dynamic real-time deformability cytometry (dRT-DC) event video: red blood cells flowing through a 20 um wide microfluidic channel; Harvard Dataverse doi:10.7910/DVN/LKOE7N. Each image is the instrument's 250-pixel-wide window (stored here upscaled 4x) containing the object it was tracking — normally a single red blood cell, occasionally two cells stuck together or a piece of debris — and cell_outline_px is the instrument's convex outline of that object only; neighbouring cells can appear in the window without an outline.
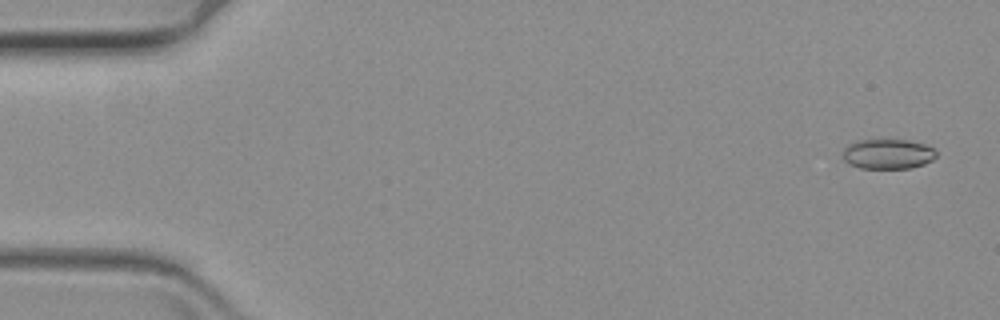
{"species": "common noctule bat (a hibernating species)", "species_latin": "Nyctalus noctula", "temperature_condition": "warm", "stored_images_in_passage": 61, "camera_frame_rate_fps": 3000, "um_per_image_px": 0.085, "animal": {"sex": "female", "body_mass_g": 19.3, "forearm_length_mm": 54.1}, "frame": {"image": 1, "passage_image": 3, "time_ms": 0.667, "image_size_px": [1000, 320], "cell_outline_px": [[936, 156], [932, 160], [924, 164], [908, 168], [860, 168], [848, 164], [844, 160], [844, 148], [848, 144], [856, 140], [908, 140], [924, 144], [932, 148], [936, 152]], "centroid_in_image_um": [75.45, 13.09], "position_along_channel_um": 9.6, "area_um2": 16.24}}
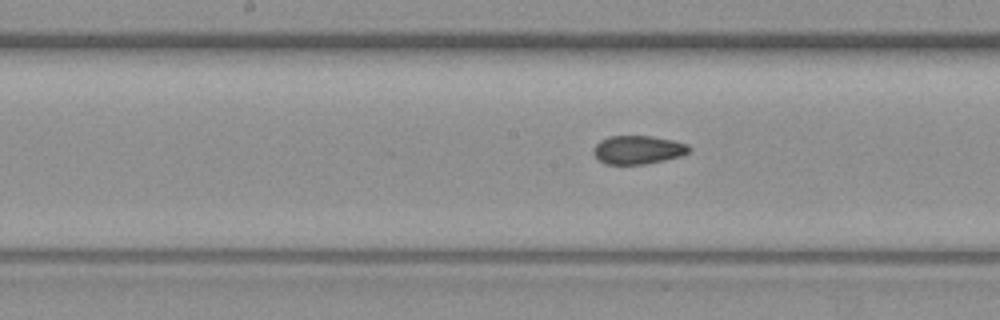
{"frame": {"image": 2, "passage_image": 32, "time_ms": 10.333, "image_size_px": [1000, 320], "cell_outline_px": [[692, 148], [688, 152], [680, 156], [664, 160], [644, 164], [604, 164], [592, 152], [592, 148], [600, 140], [608, 136], [652, 136], [672, 140], [688, 144]], "centroid_in_image_um": [54.21, 12.73], "position_along_channel_um": 194.0, "area_um2": 15.9}}
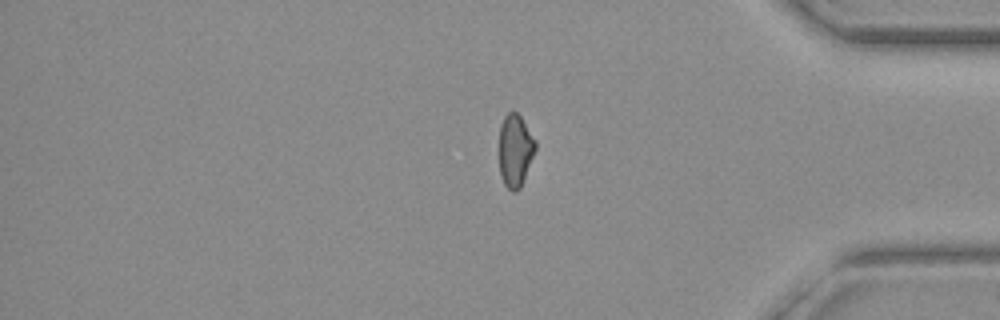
{"frame": {"image": 3, "passage_image": 52, "time_ms": 17.0, "image_size_px": [1000, 320], "cell_outline_px": [[536, 148], [520, 188], [516, 192], [512, 192], [504, 184], [500, 176], [500, 124], [504, 116], [508, 112], [516, 112], [520, 116], [536, 140]], "centroid_in_image_um": [43.79, 12.79], "position_along_channel_um": 391.4, "area_um2": 15.2}}